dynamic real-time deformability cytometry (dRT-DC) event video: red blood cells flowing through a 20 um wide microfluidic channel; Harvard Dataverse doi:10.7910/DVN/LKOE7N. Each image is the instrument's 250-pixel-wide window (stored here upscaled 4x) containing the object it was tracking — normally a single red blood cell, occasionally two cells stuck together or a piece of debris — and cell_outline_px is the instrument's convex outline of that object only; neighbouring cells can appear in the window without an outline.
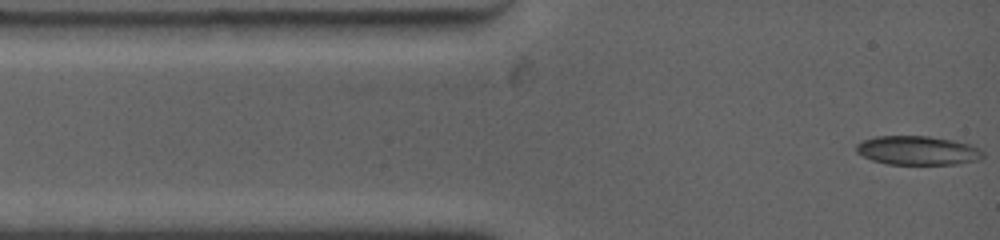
{"species": "common noctule bat (a hibernating species)", "species_latin": "Nyctalus noctula", "temperature_condition": "warm", "stored_images_in_passage": 5, "segment_of_instrument_passage": [1, 2], "camera_frame_rate_fps": 4500, "um_per_image_px": 0.085, "animal": {"sex": "female", "body_mass_g": 19.0, "forearm_length_mm": 53.3}, "frame": {"image": 1, "passage_image": 1, "time_ms": 0.0, "image_size_px": [1000, 240], "cell_outline_px": [[984, 156], [976, 160], [956, 164], [888, 164], [872, 160], [856, 152], [856, 144], [864, 140], [876, 136], [928, 136], [952, 140], [968, 144], [984, 152]], "centroid_in_image_um": [77.97, 12.79], "position_along_channel_um": 7.0, "area_um2": 21.15}}
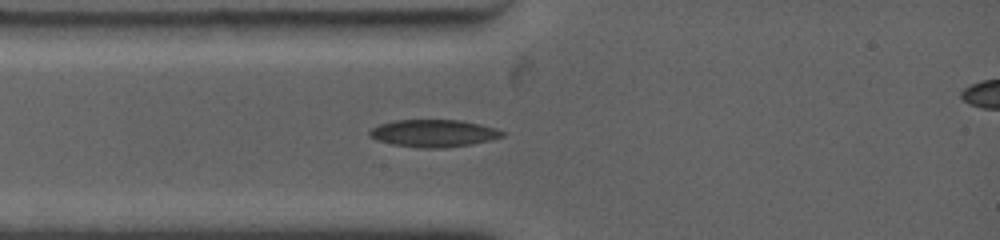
{"frame": {"image": 2, "passage_image": 4, "time_ms": 2.222, "image_size_px": [1000, 240], "cell_outline_px": [[504, 136], [488, 140], [468, 144], [440, 148], [420, 148], [392, 144], [376, 140], [368, 136], [368, 132], [372, 128], [380, 124], [396, 120], [460, 120], [480, 124], [496, 128], [504, 132]], "centroid_in_image_um": [36.81, 11.32], "position_along_channel_um": 48.2, "area_um2": 20.98}}